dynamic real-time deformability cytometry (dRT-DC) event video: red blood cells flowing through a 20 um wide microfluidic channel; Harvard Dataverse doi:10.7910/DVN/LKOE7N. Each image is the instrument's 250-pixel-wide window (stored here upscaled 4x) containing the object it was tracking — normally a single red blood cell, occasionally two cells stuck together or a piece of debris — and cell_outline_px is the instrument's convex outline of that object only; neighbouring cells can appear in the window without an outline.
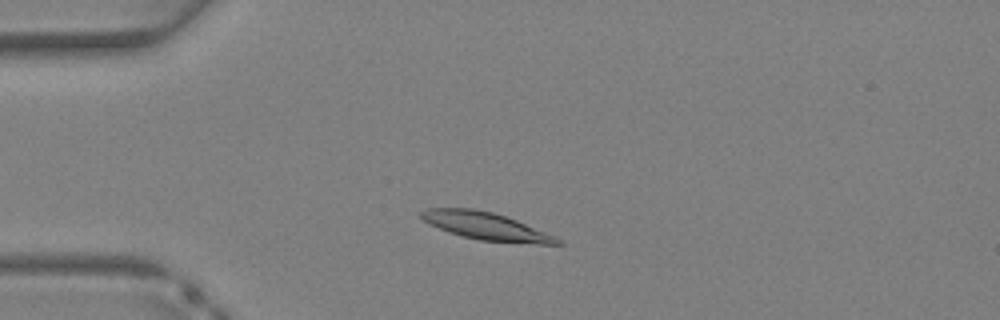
{"species": "Egyptian fruit bat (a non-hibernating species)", "species_latin": "Rousettus aegyptiacus", "temperature_condition": "warm", "stored_images_in_passage": 33, "camera_frame_rate_fps": 3000, "um_per_image_px": 0.085, "animal": {"sex": "female"}, "frame": {"image": 1, "passage_image": 5, "time_ms": 1.333, "image_size_px": [1000, 320], "cell_outline_px": [[564, 244], [536, 244], [480, 240], [448, 232], [424, 220], [420, 216], [420, 212], [428, 208], [472, 208], [492, 212], [516, 220], [556, 236], [564, 240]], "centroid_in_image_um": [41.37, 19.23], "position_along_channel_um": 43.6, "area_um2": 21.62}}
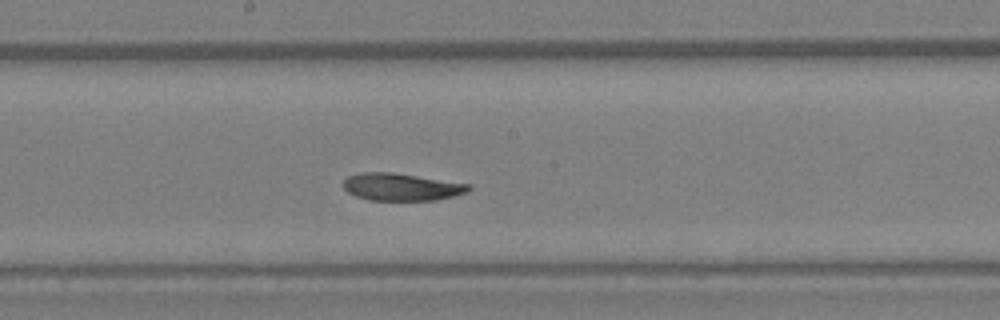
{"frame": {"image": 2, "passage_image": 16, "time_ms": 5.0, "image_size_px": [1000, 320], "cell_outline_px": [[472, 188], [468, 192], [436, 200], [368, 200], [356, 196], [348, 192], [344, 188], [344, 180], [348, 176], [360, 172], [392, 172], [472, 184]], "centroid_in_image_um": [34.14, 15.88], "position_along_channel_um": 214.1, "area_um2": 20.06}}
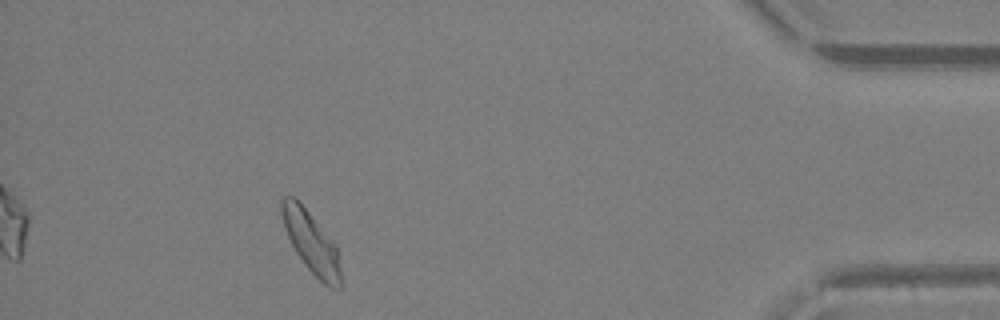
{"frame": {"image": 3, "passage_image": 30, "time_ms": 9.667, "image_size_px": [1000, 320], "cell_outline_px": [[344, 288], [340, 292], [336, 292], [324, 284], [304, 264], [296, 252], [284, 228], [280, 212], [280, 200], [284, 196], [292, 196], [308, 212], [336, 244]], "centroid_in_image_um": [26.5, 20.7], "position_along_channel_um": 408.7, "area_um2": 21.33}}